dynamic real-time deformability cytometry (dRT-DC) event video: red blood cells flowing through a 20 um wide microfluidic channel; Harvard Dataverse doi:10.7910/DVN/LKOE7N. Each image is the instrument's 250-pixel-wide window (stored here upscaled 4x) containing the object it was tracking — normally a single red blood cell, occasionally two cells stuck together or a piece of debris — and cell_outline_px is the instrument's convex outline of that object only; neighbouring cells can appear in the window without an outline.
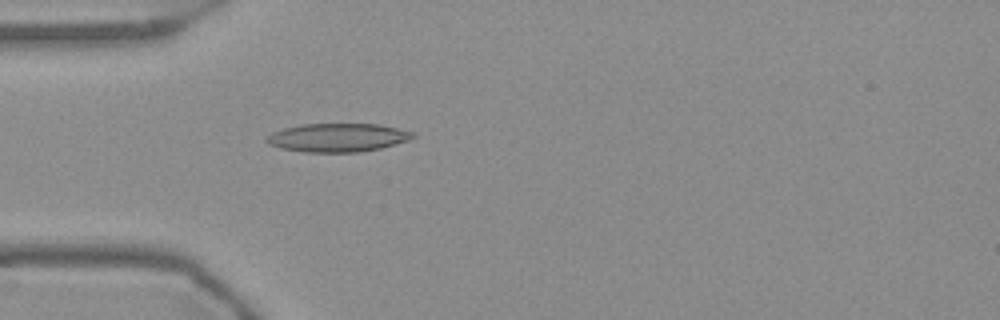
{"species": "Egyptian fruit bat (a non-hibernating species)", "species_latin": "Rousettus aegyptiacus", "temperature_condition": "warm", "stored_images_in_passage": 54, "camera_frame_rate_fps": 3000, "um_per_image_px": 0.085, "frame": {"image": 1, "passage_image": 16, "time_ms": 5.0, "image_size_px": [1000, 320], "cell_outline_px": [[416, 136], [408, 140], [380, 148], [360, 152], [304, 152], [280, 148], [268, 144], [264, 140], [272, 132], [284, 128], [300, 124], [380, 124], [416, 132]], "centroid_in_image_um": [28.7, 11.69], "position_along_channel_um": 56.3, "area_um2": 24.39}}
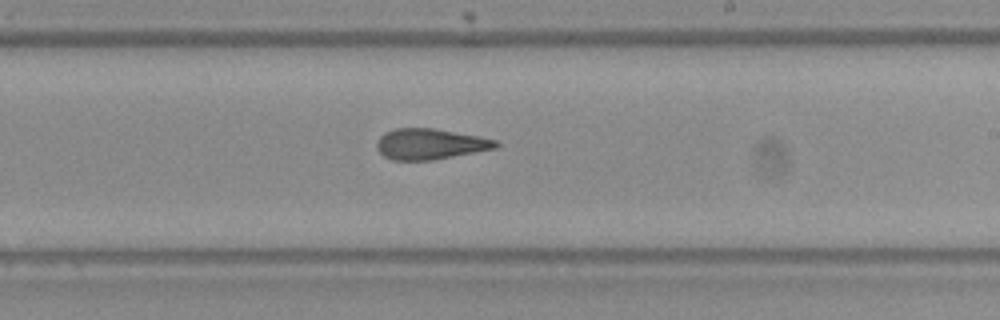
{"frame": {"image": 2, "passage_image": 32, "time_ms": 10.333, "image_size_px": [1000, 320], "cell_outline_px": [[500, 144], [496, 148], [432, 160], [392, 160], [384, 156], [376, 148], [376, 144], [380, 136], [384, 132], [396, 128], [432, 128], [480, 136], [496, 140]], "centroid_in_image_um": [36.54, 12.24], "position_along_channel_um": 252.5, "area_um2": 21.27}}
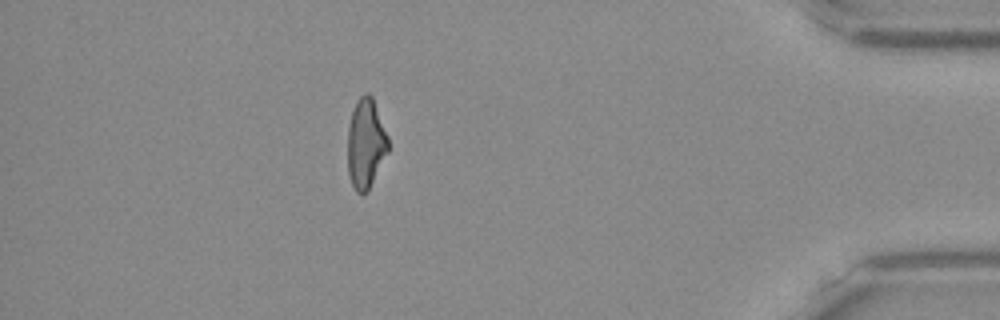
{"frame": {"image": 3, "passage_image": 48, "time_ms": 15.667, "image_size_px": [1000, 320], "cell_outline_px": [[388, 152], [368, 192], [356, 192], [348, 176], [348, 124], [356, 100], [364, 92], [368, 92], [372, 96], [388, 136]], "centroid_in_image_um": [31.09, 12.19], "position_along_channel_um": 404.1, "area_um2": 21.33}, "authors_computed_cell_mechanics": {"area_um2": 22.1374, "velocity_mm_per_s": 3.7479, "shape_relaxation_time_tau1_ms": null, "shape_relaxation_time_tau2_ms": 2.8098, "deformation_change_tau1": null, "deformation_change_tau2": 0.1253}}